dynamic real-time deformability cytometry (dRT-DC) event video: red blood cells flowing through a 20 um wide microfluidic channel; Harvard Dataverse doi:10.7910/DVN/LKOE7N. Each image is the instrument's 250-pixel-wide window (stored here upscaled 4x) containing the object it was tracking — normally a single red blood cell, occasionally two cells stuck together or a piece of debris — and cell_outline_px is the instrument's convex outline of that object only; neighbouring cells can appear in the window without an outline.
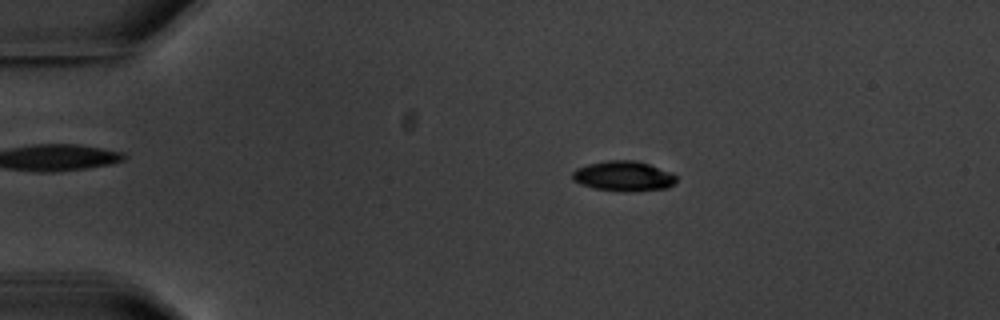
{"species": "common noctule bat (a hibernating species)", "species_latin": "Nyctalus noctula", "temperature_condition": "warm", "stored_images_in_passage": 5, "camera_frame_rate_fps": 3000, "um_per_image_px": 0.085, "animal": {"sex": "male", "body_mass_g": 20.1, "forearm_length_mm": 53.5}, "frame": {"image": 1, "passage_image": 2, "time_ms": 1.333, "image_size_px": [1000, 320], "cell_outline_px": [[676, 180], [668, 188], [628, 192], [624, 192], [596, 188], [580, 184], [572, 180], [572, 172], [576, 168], [588, 164], [604, 160], [636, 160], [672, 172], [676, 176]], "centroid_in_image_um": [52.98, 14.96], "position_along_channel_um": 32.0, "area_um2": 18.32}}